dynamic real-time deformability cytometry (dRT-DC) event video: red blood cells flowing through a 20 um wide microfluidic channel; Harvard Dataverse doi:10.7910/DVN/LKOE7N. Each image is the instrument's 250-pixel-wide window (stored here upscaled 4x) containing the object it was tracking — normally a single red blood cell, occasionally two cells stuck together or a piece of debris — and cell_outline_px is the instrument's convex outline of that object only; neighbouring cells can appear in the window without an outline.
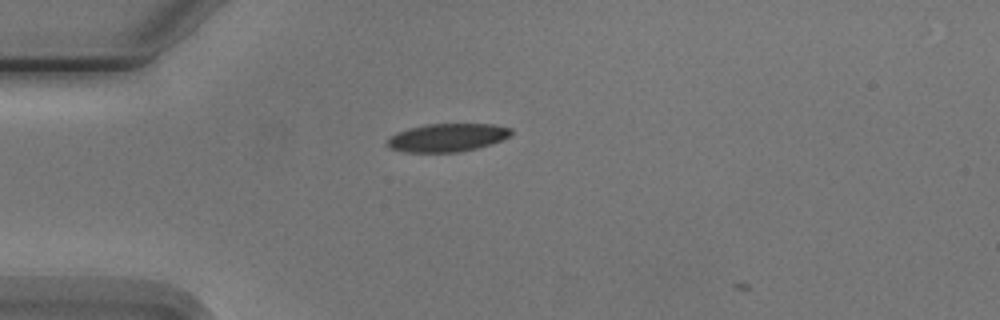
{"species": "Egyptian fruit bat (a non-hibernating species)", "species_latin": "Rousettus aegyptiacus", "temperature_condition": "cold", "stored_images_in_passage": 2, "camera_frame_rate_fps": 3000, "um_per_image_px": 0.085, "animal": {"sex": "male"}, "frame": {"image": 1, "passage_image": 1, "time_ms": 0.0, "image_size_px": [1000, 320], "cell_outline_px": [[512, 132], [508, 136], [500, 140], [476, 148], [460, 152], [404, 152], [388, 148], [388, 140], [396, 132], [408, 128], [428, 124], [492, 124], [512, 128]], "centroid_in_image_um": [37.99, 11.69], "position_along_channel_um": 47.0, "area_um2": 20.11}}